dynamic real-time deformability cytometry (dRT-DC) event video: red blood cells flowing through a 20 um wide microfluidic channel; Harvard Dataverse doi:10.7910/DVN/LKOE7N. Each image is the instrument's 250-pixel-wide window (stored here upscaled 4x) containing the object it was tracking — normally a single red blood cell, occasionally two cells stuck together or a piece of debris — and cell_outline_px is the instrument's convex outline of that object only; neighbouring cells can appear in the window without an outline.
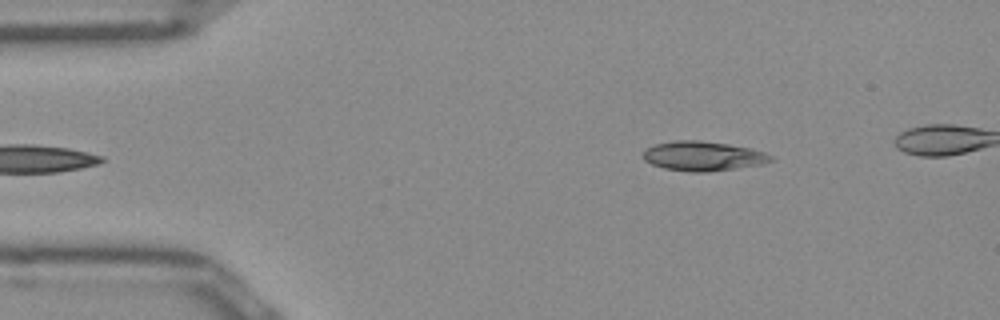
{"species": "Egyptian fruit bat (a non-hibernating species)", "species_latin": "Rousettus aegyptiacus", "temperature_condition": "room temperature", "stored_images_in_passage": 36, "camera_frame_rate_fps": 3000, "um_per_image_px": 0.085, "frame": {"image": 1, "passage_image": 1, "time_ms": 0.0, "image_size_px": [1000, 320], "cell_outline_px": [[776, 160], [760, 164], [708, 172], [692, 172], [664, 168], [652, 164], [644, 160], [644, 152], [648, 148], [656, 144], [676, 140], [700, 140], [728, 144], [748, 148], [764, 152], [772, 156]], "centroid_in_image_um": [59.77, 13.26], "position_along_channel_um": 25.2, "area_um2": 21.68}}
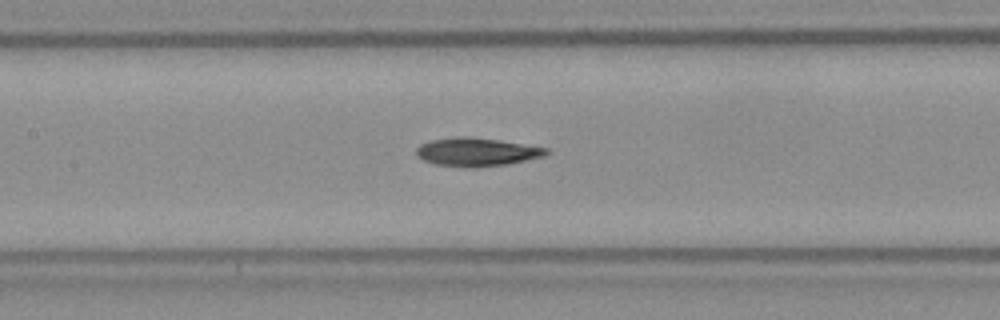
{"frame": {"image": 2, "passage_image": 16, "time_ms": 5.0, "image_size_px": [1000, 320], "cell_outline_px": [[548, 152], [544, 156], [508, 164], [472, 168], [436, 164], [424, 160], [416, 156], [416, 148], [420, 144], [432, 140], [452, 136], [468, 136], [500, 140], [548, 148]], "centroid_in_image_um": [40.5, 12.91], "position_along_channel_um": 166.9, "area_um2": 21.56}}
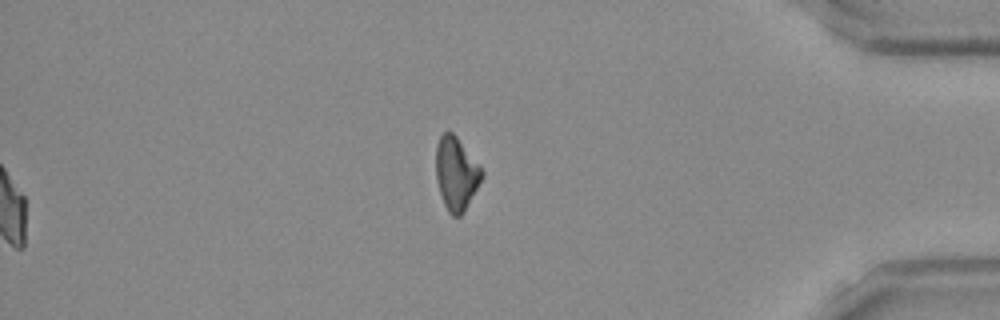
{"frame": {"image": 3, "passage_image": 36, "time_ms": 11.667, "image_size_px": [1000, 320], "cell_outline_px": [[484, 176], [460, 216], [452, 216], [448, 212], [444, 204], [436, 180], [436, 144], [440, 136], [444, 132], [452, 132], [456, 136], [484, 172]], "centroid_in_image_um": [38.76, 14.74], "position_along_channel_um": 396.4, "area_um2": 19.19}, "authors_computed_cell_mechanics": {"area_um2": 21.0392, "velocity_mm_per_s": 3.9919, "shape_relaxation_time_tau1_ms": 7.6942, "shape_relaxation_time_tau2_ms": null, "deformation_change_tau1": 0.1934, "deformation_change_tau2": null}}